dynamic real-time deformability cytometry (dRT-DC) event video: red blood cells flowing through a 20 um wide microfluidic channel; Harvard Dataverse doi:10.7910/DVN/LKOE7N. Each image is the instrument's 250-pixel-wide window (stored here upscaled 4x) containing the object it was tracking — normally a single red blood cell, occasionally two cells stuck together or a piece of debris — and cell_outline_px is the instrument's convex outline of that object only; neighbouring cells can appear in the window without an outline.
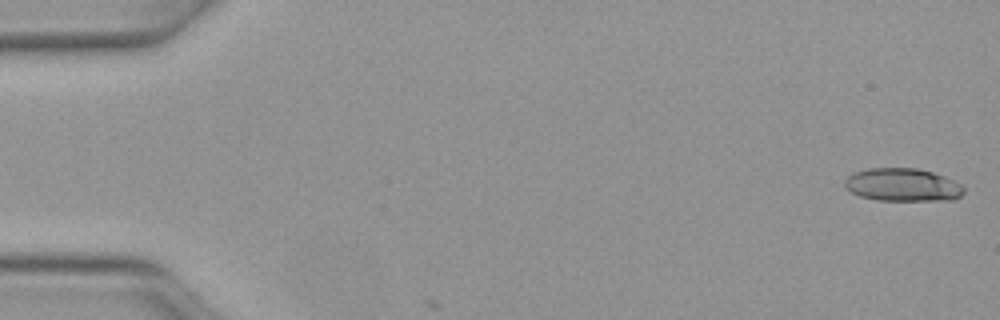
{"species": "Egyptian fruit bat (a non-hibernating species)", "species_latin": "Rousettus aegyptiacus", "temperature_condition": "warm", "stored_images_in_passage": 4, "camera_frame_rate_fps": 3000, "um_per_image_px": 0.085, "animal": {"sex": "female"}, "frame": {"image": 1, "passage_image": 1, "time_ms": 0.0, "image_size_px": [1000, 320], "cell_outline_px": [[964, 192], [960, 196], [952, 200], [876, 200], [860, 196], [852, 192], [844, 184], [844, 180], [848, 176], [856, 172], [868, 168], [916, 168], [932, 172], [944, 176], [960, 184], [964, 188]], "centroid_in_image_um": [76.73, 15.71], "position_along_channel_um": 8.3, "area_um2": 22.72}}